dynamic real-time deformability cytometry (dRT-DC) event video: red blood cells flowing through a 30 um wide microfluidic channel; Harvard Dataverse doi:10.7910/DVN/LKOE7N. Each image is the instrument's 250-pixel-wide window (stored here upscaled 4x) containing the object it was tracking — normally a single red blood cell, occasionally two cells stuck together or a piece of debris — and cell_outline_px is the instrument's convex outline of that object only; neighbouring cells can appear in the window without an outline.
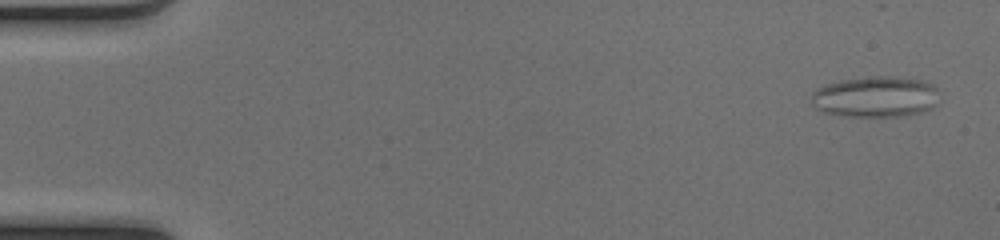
{"species": "common noctule bat (a hibernating species)", "species_latin": "Nyctalus noctula", "temperature_condition": "cold", "stored_images_in_passage": 52, "camera_frame_rate_fps": 3000, "um_per_image_px": 0.085, "animal": {"sex": "female", "body_mass_g": 17.0, "forearm_length_mm": 48.0}, "frame": {"image": 1, "passage_image": 3, "time_ms": 0.667, "image_size_px": [1000, 240], "cell_outline_px": [[940, 92], [936, 104], [932, 108], [908, 116], [844, 116], [824, 112], [816, 108], [812, 104], [812, 92], [816, 88], [840, 80], [876, 76], [892, 76], [920, 80], [932, 84]], "centroid_in_image_um": [74.44, 8.23], "position_along_channel_um": 10.6, "area_um2": 30.63}}
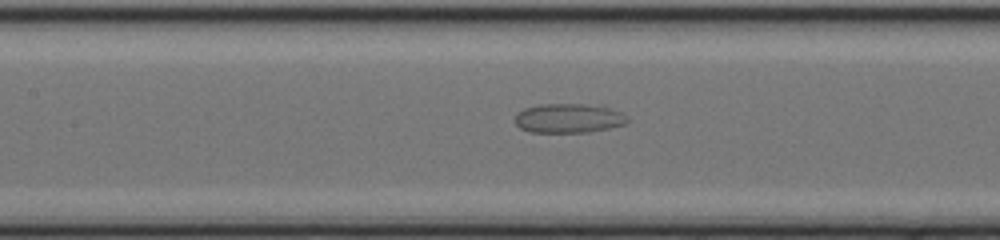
{"frame": {"image": 2, "passage_image": 25, "time_ms": 8.0, "image_size_px": [1000, 240], "cell_outline_px": [[628, 120], [624, 124], [608, 128], [588, 132], [532, 132], [520, 128], [516, 124], [516, 112], [524, 108], [540, 104], [604, 104], [628, 116]], "centroid_in_image_um": [48.36, 10.03], "position_along_channel_um": 159.0, "area_um2": 19.42}}
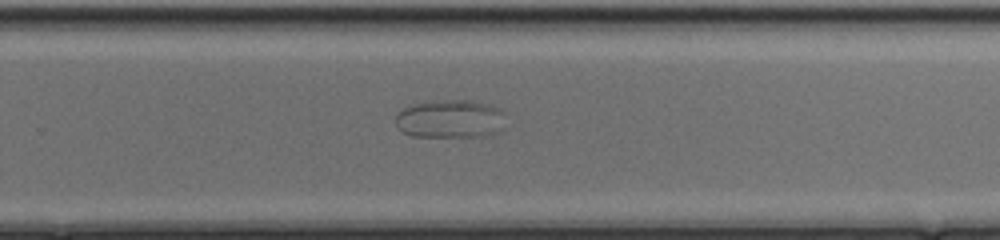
{"frame": {"image": 3, "passage_image": 35, "time_ms": 11.333, "image_size_px": [1000, 240], "cell_outline_px": [[508, 112], [500, 132], [476, 136], [412, 136], [404, 132], [396, 124], [396, 116], [404, 108], [416, 104], [448, 100], [468, 100], [488, 104], [504, 108]], "centroid_in_image_um": [38.38, 10.1], "position_along_channel_um": 291.4, "area_um2": 24.45}}